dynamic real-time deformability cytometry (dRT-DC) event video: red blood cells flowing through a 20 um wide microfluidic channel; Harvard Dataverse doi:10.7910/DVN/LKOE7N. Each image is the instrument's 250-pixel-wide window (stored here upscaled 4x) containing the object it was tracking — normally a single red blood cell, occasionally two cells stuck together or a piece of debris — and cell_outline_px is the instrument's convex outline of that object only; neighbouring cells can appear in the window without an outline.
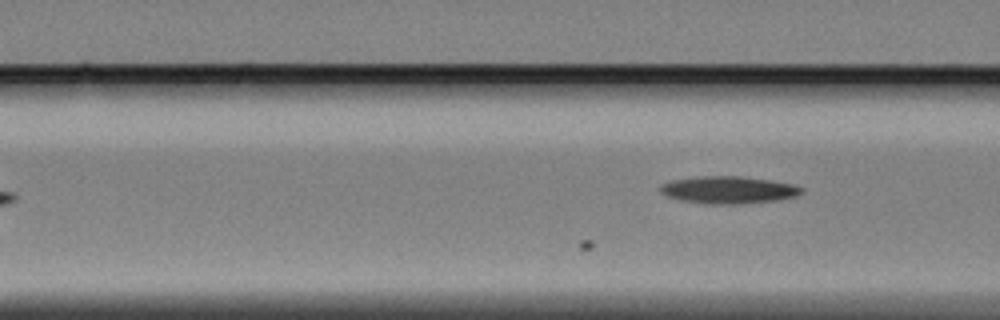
{"species": "Egyptian fruit bat (a non-hibernating species)", "species_latin": "Rousettus aegyptiacus", "temperature_condition": "cold", "stored_images_in_passage": 7, "camera_frame_rate_fps": 3000, "um_per_image_px": 0.085, "animal": {"sex": "female"}, "frame": {"image": 1, "passage_image": 7, "time_ms": 2.0, "image_size_px": [1000, 320], "cell_outline_px": [[804, 192], [796, 196], [780, 200], [744, 204], [704, 204], [680, 200], [668, 196], [660, 192], [660, 184], [672, 180], [700, 176], [740, 176], [768, 180], [792, 184], [800, 188]], "centroid_in_image_um": [61.9, 16.15], "position_along_channel_um": 104.7, "area_um2": 22.54}}